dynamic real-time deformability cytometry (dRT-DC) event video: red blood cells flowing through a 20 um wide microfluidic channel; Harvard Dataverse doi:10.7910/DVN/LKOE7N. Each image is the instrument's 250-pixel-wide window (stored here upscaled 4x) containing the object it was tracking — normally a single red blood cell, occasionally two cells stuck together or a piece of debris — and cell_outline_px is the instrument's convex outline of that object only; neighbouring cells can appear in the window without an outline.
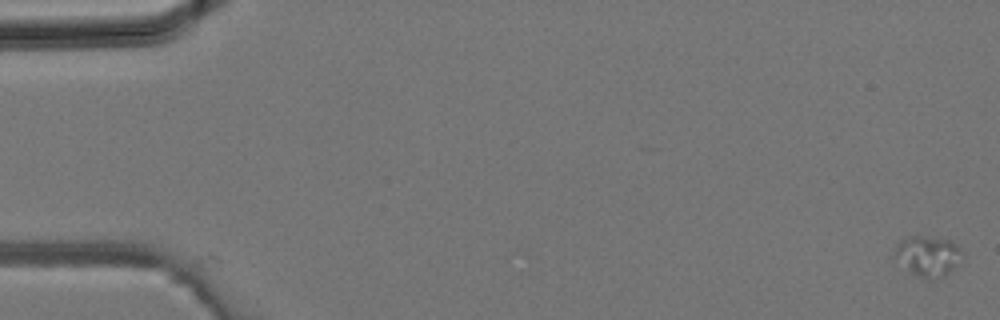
{"species": "common noctule bat (a hibernating species)", "species_latin": "Nyctalus noctula", "temperature_condition": "room temperature", "stored_images_in_passage": 38, "camera_frame_rate_fps": 3000, "um_per_image_px": 0.085, "animal": {"sex": "male", "body_mass_g": 19.2, "forearm_length_mm": 51.8}, "frame": {"image": 1, "passage_image": 1, "time_ms": 0.0, "image_size_px": [1000, 320], "cell_outline_px": [[964, 256], [960, 264], [944, 276], [928, 280], [920, 276], [896, 252], [896, 244], [900, 240], [908, 236], [928, 236], [952, 240], [960, 248]], "centroid_in_image_um": [79.04, 21.7], "position_along_channel_um": 6.0, "area_um2": 15.2}}